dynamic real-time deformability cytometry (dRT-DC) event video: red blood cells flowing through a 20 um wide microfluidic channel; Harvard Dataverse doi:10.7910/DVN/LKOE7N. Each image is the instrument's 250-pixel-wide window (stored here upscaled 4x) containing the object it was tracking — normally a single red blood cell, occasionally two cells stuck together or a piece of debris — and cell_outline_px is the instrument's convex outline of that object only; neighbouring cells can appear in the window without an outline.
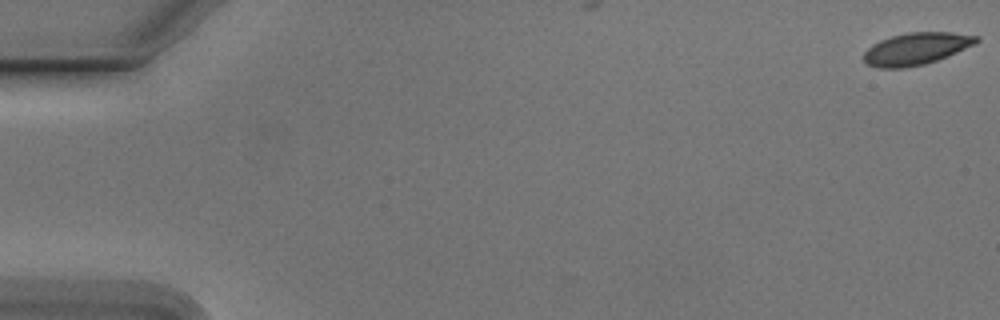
{"species": "Egyptian fruit bat (a non-hibernating species)", "species_latin": "Rousettus aegyptiacus", "temperature_condition": "cold", "stored_images_in_passage": 8, "camera_frame_rate_fps": 3000, "um_per_image_px": 0.085, "animal": {"sex": "male"}, "frame": {"image": 1, "passage_image": 1, "time_ms": 0.0, "image_size_px": [1000, 320], "cell_outline_px": [[980, 40], [976, 44], [948, 56], [924, 64], [904, 68], [880, 68], [868, 64], [864, 60], [864, 52], [872, 44], [880, 40], [892, 36], [908, 32], [952, 32], [980, 36]], "centroid_in_image_um": [77.91, 4.13], "position_along_channel_um": 7.1, "area_um2": 21.1}}